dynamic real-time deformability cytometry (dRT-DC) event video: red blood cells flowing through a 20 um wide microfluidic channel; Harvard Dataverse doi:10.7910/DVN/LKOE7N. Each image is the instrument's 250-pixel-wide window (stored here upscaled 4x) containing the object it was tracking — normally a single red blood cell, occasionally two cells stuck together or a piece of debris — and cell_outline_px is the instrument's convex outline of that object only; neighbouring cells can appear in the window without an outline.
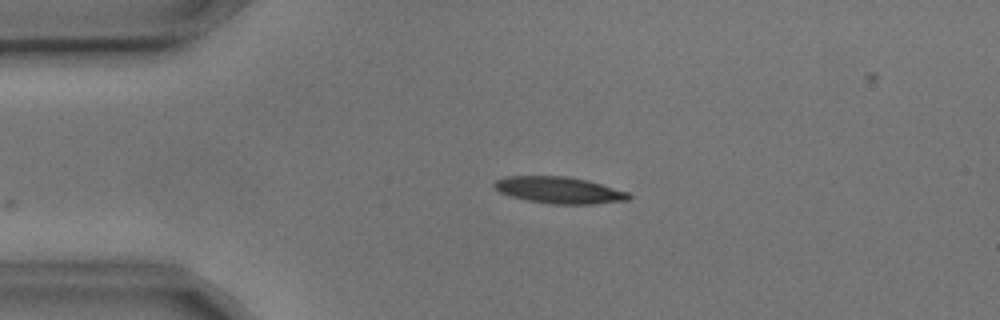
{"species": "common noctule bat (a hibernating species)", "species_latin": "Nyctalus noctula", "temperature_condition": "cold", "stored_images_in_passage": 3, "camera_frame_rate_fps": 3000, "um_per_image_px": 0.085, "animal": {"sex": "male", "body_mass_g": 17.9, "forearm_length_mm": 54.2}, "frame": {"image": 1, "passage_image": 3, "time_ms": 0.667, "image_size_px": [1000, 320], "cell_outline_px": [[632, 196], [628, 200], [592, 204], [552, 204], [528, 200], [512, 196], [500, 192], [492, 184], [496, 180], [504, 176], [568, 176], [588, 180], [628, 192]], "centroid_in_image_um": [47.54, 16.15], "position_along_channel_um": 37.5, "area_um2": 20.81}}